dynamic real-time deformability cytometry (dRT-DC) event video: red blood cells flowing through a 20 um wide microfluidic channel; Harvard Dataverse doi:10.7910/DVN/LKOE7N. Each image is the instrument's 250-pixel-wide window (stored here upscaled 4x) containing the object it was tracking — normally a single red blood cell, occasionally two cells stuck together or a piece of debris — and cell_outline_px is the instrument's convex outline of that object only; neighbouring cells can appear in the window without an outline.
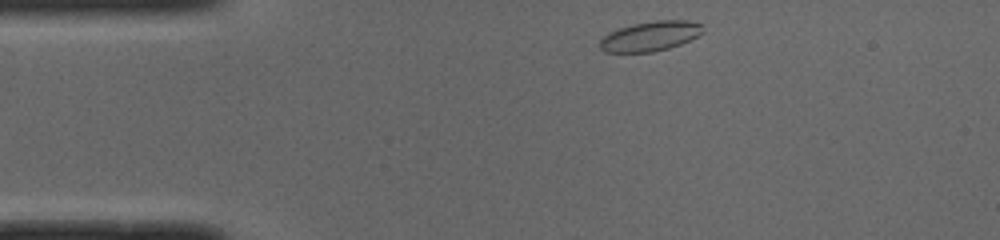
{"species": "common noctule bat (a hibernating species)", "species_latin": "Nyctalus noctula", "temperature_condition": "cold", "stored_images_in_passage": 42, "camera_frame_rate_fps": 3000, "um_per_image_px": 0.085, "animal": {"sex": "male", "body_mass_g": 19.0, "forearm_length_mm": 50.8}, "frame": {"image": 1, "passage_image": 1, "time_ms": 0.0, "image_size_px": [1000, 240], "cell_outline_px": [[700, 32], [696, 36], [680, 44], [668, 48], [652, 52], [604, 52], [600, 48], [600, 40], [608, 32], [632, 24], [656, 20], [688, 20], [700, 24]], "centroid_in_image_um": [55.21, 3.07], "position_along_channel_um": 29.8, "area_um2": 17.57}}
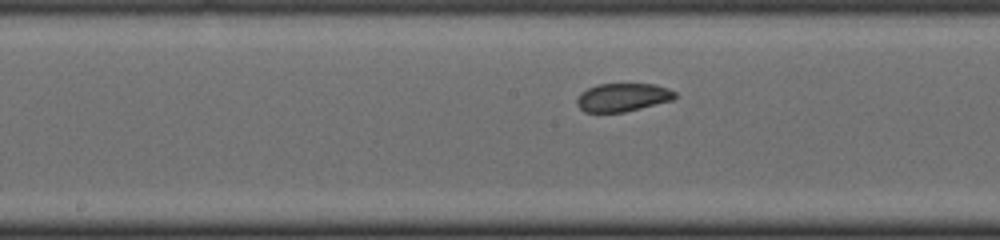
{"frame": {"image": 2, "passage_image": 17, "time_ms": 5.333, "image_size_px": [1000, 240], "cell_outline_px": [[676, 96], [672, 100], [624, 112], [584, 112], [576, 104], [576, 100], [580, 92], [588, 88], [600, 84], [656, 84], [668, 88], [676, 92]], "centroid_in_image_um": [52.91, 8.27], "position_along_channel_um": 195.3, "area_um2": 16.13}}
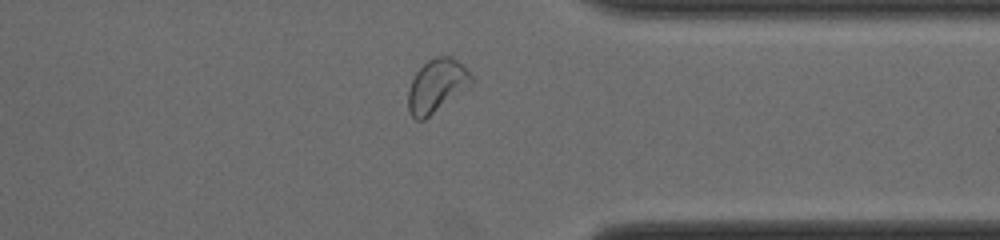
{"frame": {"image": 3, "passage_image": 31, "time_ms": 10.0, "image_size_px": [1000, 240], "cell_outline_px": [[472, 84], [424, 120], [416, 120], [408, 112], [408, 92], [412, 80], [416, 72], [428, 60], [436, 56], [452, 56], [464, 64], [472, 76]], "centroid_in_image_um": [37.12, 7.27], "position_along_channel_um": 374.3, "area_um2": 19.54}, "authors_computed_cell_mechanics": {"area_um2": 17.5134, "velocity_mm_per_s": 3.9529, "shape_relaxation_time_tau1_ms": 4.4585, "shape_relaxation_time_tau2_ms": 0.9022, "deformation_change_tau1": 0.1164, "deformation_change_tau2": 0.0464}}